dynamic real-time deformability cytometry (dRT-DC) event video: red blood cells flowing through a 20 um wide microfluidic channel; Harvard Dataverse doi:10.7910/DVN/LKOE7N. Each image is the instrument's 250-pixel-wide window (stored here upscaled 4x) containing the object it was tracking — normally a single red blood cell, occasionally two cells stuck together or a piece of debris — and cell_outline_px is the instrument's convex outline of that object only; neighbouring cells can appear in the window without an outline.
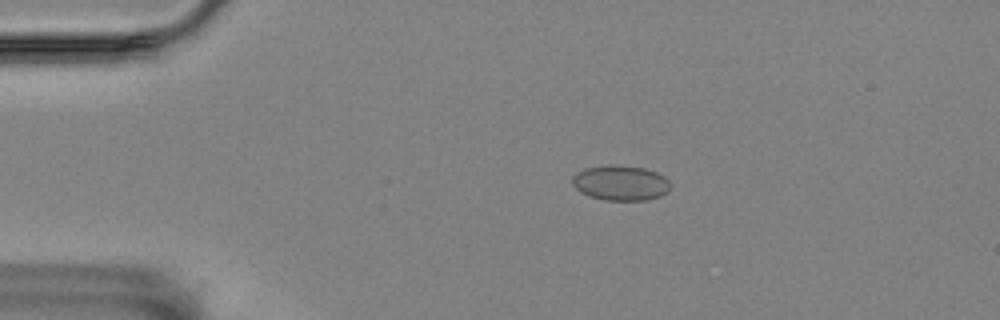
{"species": "Egyptian fruit bat (a non-hibernating species)", "species_latin": "Rousettus aegyptiacus", "temperature_condition": "room temperature", "stored_images_in_passage": 43, "camera_frame_rate_fps": 3000, "um_per_image_px": 0.085, "animal": {"sex": "female"}, "frame": {"image": 1, "passage_image": 12, "time_ms": 3.667, "image_size_px": [1000, 320], "cell_outline_px": [[668, 192], [660, 196], [644, 200], [604, 200], [588, 196], [580, 192], [572, 184], [572, 176], [576, 172], [584, 168], [608, 164], [620, 164], [644, 168], [656, 172], [664, 176], [668, 180]], "centroid_in_image_um": [52.7, 15.53], "position_along_channel_um": 32.3, "area_um2": 20.29}}
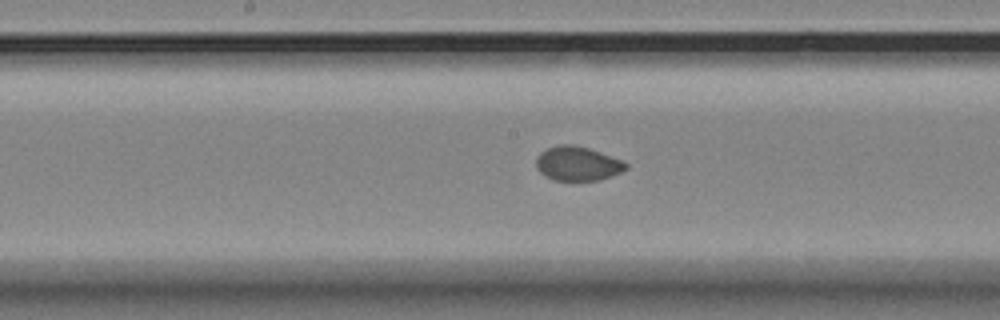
{"frame": {"image": 2, "passage_image": 30, "time_ms": 9.667, "image_size_px": [1000, 320], "cell_outline_px": [[628, 168], [620, 172], [600, 180], [556, 180], [544, 176], [536, 168], [536, 156], [540, 152], [548, 148], [560, 144], [572, 144], [588, 148], [600, 152], [620, 160], [628, 164]], "centroid_in_image_um": [49.06, 13.9], "position_along_channel_um": 199.1, "area_um2": 17.8}}
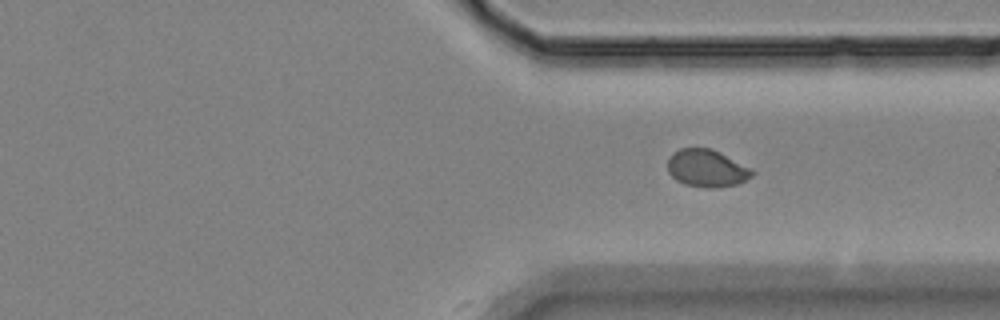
{"frame": {"image": 3, "passage_image": 43, "time_ms": 14.0, "image_size_px": [1000, 320], "cell_outline_px": [[756, 172], [752, 176], [736, 184], [716, 188], [704, 188], [684, 184], [676, 180], [668, 172], [668, 160], [672, 152], [680, 148], [712, 148], [752, 168]], "centroid_in_image_um": [60.08, 14.3], "position_along_channel_um": 351.3, "area_um2": 18.61}}